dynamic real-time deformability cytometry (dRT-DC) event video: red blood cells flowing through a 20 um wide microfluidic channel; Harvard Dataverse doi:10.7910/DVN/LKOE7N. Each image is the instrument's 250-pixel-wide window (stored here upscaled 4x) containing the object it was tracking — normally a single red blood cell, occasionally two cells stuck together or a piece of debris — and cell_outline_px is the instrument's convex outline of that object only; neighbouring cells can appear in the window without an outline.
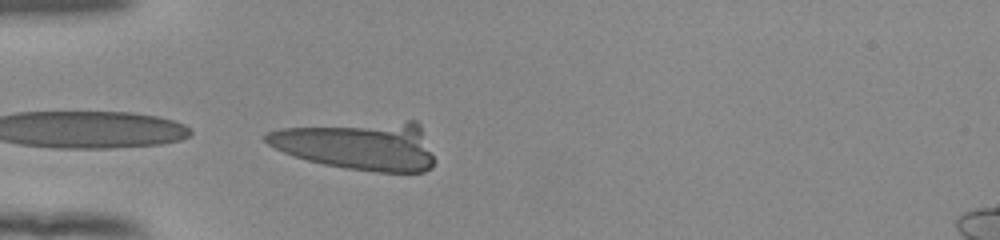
{"species": "human", "species_latin": "Homo sapiens", "temperature_condition": "room temperature", "stored_images_in_passage": 11, "camera_frame_rate_fps": 3000, "um_per_image_px": 0.085, "donor": {"sex": "female"}, "frame": {"image": 1, "passage_image": 11, "time_ms": 3.333, "image_size_px": [1000, 240], "cell_outline_px": [[436, 160], [432, 168], [424, 172], [376, 172], [344, 168], [324, 164], [308, 160], [284, 152], [268, 144], [264, 140], [264, 136], [268, 132], [280, 128], [408, 120], [416, 120], [420, 124]], "centroid_in_image_um": [30.55, 12.38], "position_along_channel_um": 54.5, "area_um2": 47.8}}